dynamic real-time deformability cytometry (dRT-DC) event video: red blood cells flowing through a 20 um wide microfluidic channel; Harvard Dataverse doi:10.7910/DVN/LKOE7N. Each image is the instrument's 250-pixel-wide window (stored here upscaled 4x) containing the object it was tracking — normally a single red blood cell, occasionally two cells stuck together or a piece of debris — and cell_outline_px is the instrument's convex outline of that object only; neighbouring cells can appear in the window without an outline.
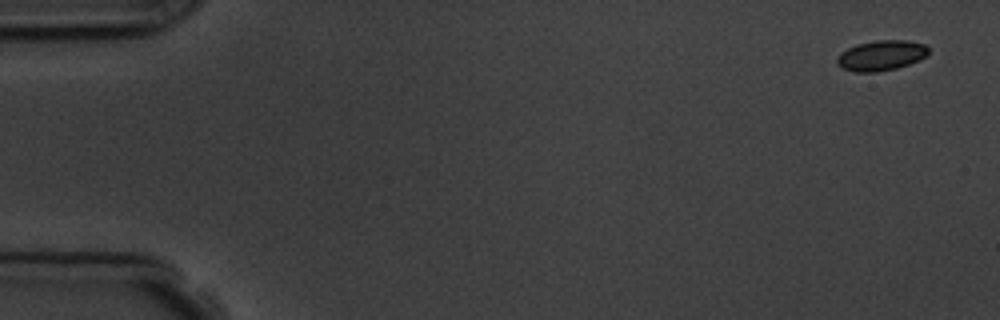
{"species": "common noctule bat (a hibernating species)", "species_latin": "Nyctalus noctula", "temperature_condition": "room temperature", "stored_images_in_passage": 5, "camera_frame_rate_fps": 3000, "um_per_image_px": 0.085, "animal": {"sex": "male", "body_mass_g": 19.5, "forearm_length_mm": 54.6}, "frame": {"image": 1, "passage_image": 1, "time_ms": 0.0, "image_size_px": [1000, 320], "cell_outline_px": [[928, 56], [920, 60], [896, 68], [876, 72], [856, 72], [840, 68], [836, 64], [836, 56], [840, 52], [856, 44], [876, 40], [908, 40], [924, 44], [928, 48]], "centroid_in_image_um": [74.87, 4.71], "position_along_channel_um": 10.1, "area_um2": 16.36}}
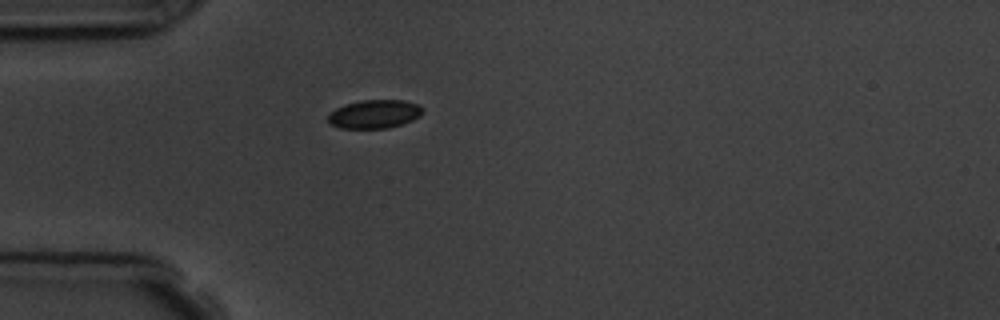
{"frame": {"image": 2, "passage_image": 5, "time_ms": 4.667, "image_size_px": [1000, 320], "cell_outline_px": [[424, 112], [420, 116], [412, 120], [388, 128], [340, 128], [332, 124], [328, 120], [328, 116], [336, 108], [344, 104], [360, 100], [404, 100], [420, 104], [424, 108]], "centroid_in_image_um": [31.87, 9.68], "position_along_channel_um": 53.1, "area_um2": 15.78}}